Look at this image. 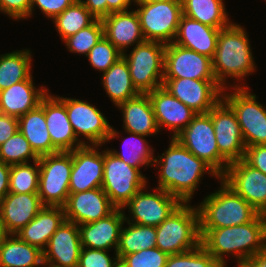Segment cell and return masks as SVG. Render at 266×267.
Listing matches in <instances>:
<instances>
[{"label":"cell","instance_id":"cell-1","mask_svg":"<svg viewBox=\"0 0 266 267\" xmlns=\"http://www.w3.org/2000/svg\"><path fill=\"white\" fill-rule=\"evenodd\" d=\"M201 244L226 267L224 256L236 257L242 267L257 253L266 249V215L258 214L251 222L217 229H200Z\"/></svg>","mask_w":266,"mask_h":267},{"label":"cell","instance_id":"cell-2","mask_svg":"<svg viewBox=\"0 0 266 267\" xmlns=\"http://www.w3.org/2000/svg\"><path fill=\"white\" fill-rule=\"evenodd\" d=\"M154 159V164L160 166L158 187L177 197L182 203H188L203 174L221 177L204 160L196 157L175 138H171L168 150Z\"/></svg>","mask_w":266,"mask_h":267},{"label":"cell","instance_id":"cell-3","mask_svg":"<svg viewBox=\"0 0 266 267\" xmlns=\"http://www.w3.org/2000/svg\"><path fill=\"white\" fill-rule=\"evenodd\" d=\"M247 33L241 25L230 23L220 29L212 69L218 84L225 90L227 76L244 79L255 71V61Z\"/></svg>","mask_w":266,"mask_h":267},{"label":"cell","instance_id":"cell-4","mask_svg":"<svg viewBox=\"0 0 266 267\" xmlns=\"http://www.w3.org/2000/svg\"><path fill=\"white\" fill-rule=\"evenodd\" d=\"M221 187L197 207L200 229H217L251 222L259 212L221 178Z\"/></svg>","mask_w":266,"mask_h":267},{"label":"cell","instance_id":"cell-5","mask_svg":"<svg viewBox=\"0 0 266 267\" xmlns=\"http://www.w3.org/2000/svg\"><path fill=\"white\" fill-rule=\"evenodd\" d=\"M181 203L156 226V247L168 255L184 253L201 245L197 207Z\"/></svg>","mask_w":266,"mask_h":267},{"label":"cell","instance_id":"cell-6","mask_svg":"<svg viewBox=\"0 0 266 267\" xmlns=\"http://www.w3.org/2000/svg\"><path fill=\"white\" fill-rule=\"evenodd\" d=\"M165 47L166 44L161 42L144 41L135 45L129 56L123 53L133 85L140 93L163 86Z\"/></svg>","mask_w":266,"mask_h":267},{"label":"cell","instance_id":"cell-7","mask_svg":"<svg viewBox=\"0 0 266 267\" xmlns=\"http://www.w3.org/2000/svg\"><path fill=\"white\" fill-rule=\"evenodd\" d=\"M38 195L44 206L64 207L69 192L72 171V151L39 157Z\"/></svg>","mask_w":266,"mask_h":267},{"label":"cell","instance_id":"cell-8","mask_svg":"<svg viewBox=\"0 0 266 267\" xmlns=\"http://www.w3.org/2000/svg\"><path fill=\"white\" fill-rule=\"evenodd\" d=\"M147 185L140 169L131 167L108 150L104 151L103 181L101 188L118 209L124 206Z\"/></svg>","mask_w":266,"mask_h":267},{"label":"cell","instance_id":"cell-9","mask_svg":"<svg viewBox=\"0 0 266 267\" xmlns=\"http://www.w3.org/2000/svg\"><path fill=\"white\" fill-rule=\"evenodd\" d=\"M141 30L146 41L172 43L183 15L182 1L136 3Z\"/></svg>","mask_w":266,"mask_h":267},{"label":"cell","instance_id":"cell-10","mask_svg":"<svg viewBox=\"0 0 266 267\" xmlns=\"http://www.w3.org/2000/svg\"><path fill=\"white\" fill-rule=\"evenodd\" d=\"M248 86H233V93L222 99L235 112L246 147L266 144V109L256 101Z\"/></svg>","mask_w":266,"mask_h":267},{"label":"cell","instance_id":"cell-11","mask_svg":"<svg viewBox=\"0 0 266 267\" xmlns=\"http://www.w3.org/2000/svg\"><path fill=\"white\" fill-rule=\"evenodd\" d=\"M175 139L196 157L204 160L221 177L230 164L218 150L212 118L197 114Z\"/></svg>","mask_w":266,"mask_h":267},{"label":"cell","instance_id":"cell-12","mask_svg":"<svg viewBox=\"0 0 266 267\" xmlns=\"http://www.w3.org/2000/svg\"><path fill=\"white\" fill-rule=\"evenodd\" d=\"M64 104L77 139L84 136L92 145H104L118 134L107 118L94 105L74 98L58 97Z\"/></svg>","mask_w":266,"mask_h":267},{"label":"cell","instance_id":"cell-13","mask_svg":"<svg viewBox=\"0 0 266 267\" xmlns=\"http://www.w3.org/2000/svg\"><path fill=\"white\" fill-rule=\"evenodd\" d=\"M163 87L197 114L208 113L225 93L217 80L163 79Z\"/></svg>","mask_w":266,"mask_h":267},{"label":"cell","instance_id":"cell-14","mask_svg":"<svg viewBox=\"0 0 266 267\" xmlns=\"http://www.w3.org/2000/svg\"><path fill=\"white\" fill-rule=\"evenodd\" d=\"M221 179L255 210L266 215V174L241 159L231 162Z\"/></svg>","mask_w":266,"mask_h":267},{"label":"cell","instance_id":"cell-15","mask_svg":"<svg viewBox=\"0 0 266 267\" xmlns=\"http://www.w3.org/2000/svg\"><path fill=\"white\" fill-rule=\"evenodd\" d=\"M208 114L212 118L219 153L229 163L243 159L246 146L232 108L221 99Z\"/></svg>","mask_w":266,"mask_h":267},{"label":"cell","instance_id":"cell-16","mask_svg":"<svg viewBox=\"0 0 266 267\" xmlns=\"http://www.w3.org/2000/svg\"><path fill=\"white\" fill-rule=\"evenodd\" d=\"M216 80L212 59L172 43L166 44L163 79Z\"/></svg>","mask_w":266,"mask_h":267},{"label":"cell","instance_id":"cell-17","mask_svg":"<svg viewBox=\"0 0 266 267\" xmlns=\"http://www.w3.org/2000/svg\"><path fill=\"white\" fill-rule=\"evenodd\" d=\"M140 189L124 206L134 219L131 223L156 227L160 225L182 202L165 190L155 188V192ZM144 191V192H143Z\"/></svg>","mask_w":266,"mask_h":267},{"label":"cell","instance_id":"cell-18","mask_svg":"<svg viewBox=\"0 0 266 267\" xmlns=\"http://www.w3.org/2000/svg\"><path fill=\"white\" fill-rule=\"evenodd\" d=\"M99 145H83L72 151V171L69 192L78 193L102 186L104 151Z\"/></svg>","mask_w":266,"mask_h":267},{"label":"cell","instance_id":"cell-19","mask_svg":"<svg viewBox=\"0 0 266 267\" xmlns=\"http://www.w3.org/2000/svg\"><path fill=\"white\" fill-rule=\"evenodd\" d=\"M39 105L44 109L52 146L58 152H71L83 145H89L75 136L65 104L58 97L47 93Z\"/></svg>","mask_w":266,"mask_h":267},{"label":"cell","instance_id":"cell-20","mask_svg":"<svg viewBox=\"0 0 266 267\" xmlns=\"http://www.w3.org/2000/svg\"><path fill=\"white\" fill-rule=\"evenodd\" d=\"M63 208L65 219L77 225L97 221L116 209L101 187L70 193Z\"/></svg>","mask_w":266,"mask_h":267},{"label":"cell","instance_id":"cell-21","mask_svg":"<svg viewBox=\"0 0 266 267\" xmlns=\"http://www.w3.org/2000/svg\"><path fill=\"white\" fill-rule=\"evenodd\" d=\"M155 120L160 130L161 127L173 130L172 138H175L185 129L197 115L192 109L170 94L163 86L148 92Z\"/></svg>","mask_w":266,"mask_h":267},{"label":"cell","instance_id":"cell-22","mask_svg":"<svg viewBox=\"0 0 266 267\" xmlns=\"http://www.w3.org/2000/svg\"><path fill=\"white\" fill-rule=\"evenodd\" d=\"M47 248L43 250V262L77 267L82 248L78 225L65 220L50 238Z\"/></svg>","mask_w":266,"mask_h":267},{"label":"cell","instance_id":"cell-23","mask_svg":"<svg viewBox=\"0 0 266 267\" xmlns=\"http://www.w3.org/2000/svg\"><path fill=\"white\" fill-rule=\"evenodd\" d=\"M44 207L38 193L9 192L0 201V221L8 234H16Z\"/></svg>","mask_w":266,"mask_h":267},{"label":"cell","instance_id":"cell-24","mask_svg":"<svg viewBox=\"0 0 266 267\" xmlns=\"http://www.w3.org/2000/svg\"><path fill=\"white\" fill-rule=\"evenodd\" d=\"M123 209L116 208L108 216L97 221L78 225L81 246L91 249L107 250L111 247L115 253L119 244L120 231L124 225L126 214Z\"/></svg>","mask_w":266,"mask_h":267},{"label":"cell","instance_id":"cell-25","mask_svg":"<svg viewBox=\"0 0 266 267\" xmlns=\"http://www.w3.org/2000/svg\"><path fill=\"white\" fill-rule=\"evenodd\" d=\"M101 21L104 36L122 54L131 45H138L146 41L136 11L114 12L102 18Z\"/></svg>","mask_w":266,"mask_h":267},{"label":"cell","instance_id":"cell-26","mask_svg":"<svg viewBox=\"0 0 266 267\" xmlns=\"http://www.w3.org/2000/svg\"><path fill=\"white\" fill-rule=\"evenodd\" d=\"M219 31L218 28L202 24L182 15L173 43L213 59Z\"/></svg>","mask_w":266,"mask_h":267},{"label":"cell","instance_id":"cell-27","mask_svg":"<svg viewBox=\"0 0 266 267\" xmlns=\"http://www.w3.org/2000/svg\"><path fill=\"white\" fill-rule=\"evenodd\" d=\"M48 91L43 86L37 89L31 75L0 91V113L19 118L35 109Z\"/></svg>","mask_w":266,"mask_h":267},{"label":"cell","instance_id":"cell-28","mask_svg":"<svg viewBox=\"0 0 266 267\" xmlns=\"http://www.w3.org/2000/svg\"><path fill=\"white\" fill-rule=\"evenodd\" d=\"M65 220L63 207L44 206L16 235L21 240L43 251L52 235Z\"/></svg>","mask_w":266,"mask_h":267},{"label":"cell","instance_id":"cell-29","mask_svg":"<svg viewBox=\"0 0 266 267\" xmlns=\"http://www.w3.org/2000/svg\"><path fill=\"white\" fill-rule=\"evenodd\" d=\"M117 107L123 113L125 132H133L146 137L159 132L148 93H140Z\"/></svg>","mask_w":266,"mask_h":267},{"label":"cell","instance_id":"cell-30","mask_svg":"<svg viewBox=\"0 0 266 267\" xmlns=\"http://www.w3.org/2000/svg\"><path fill=\"white\" fill-rule=\"evenodd\" d=\"M18 129L38 157L58 152L52 146L44 109L40 105L18 118Z\"/></svg>","mask_w":266,"mask_h":267},{"label":"cell","instance_id":"cell-31","mask_svg":"<svg viewBox=\"0 0 266 267\" xmlns=\"http://www.w3.org/2000/svg\"><path fill=\"white\" fill-rule=\"evenodd\" d=\"M43 251L9 234L0 247V267H40Z\"/></svg>","mask_w":266,"mask_h":267},{"label":"cell","instance_id":"cell-32","mask_svg":"<svg viewBox=\"0 0 266 267\" xmlns=\"http://www.w3.org/2000/svg\"><path fill=\"white\" fill-rule=\"evenodd\" d=\"M102 85L115 106L136 97L140 92L133 85L129 67L121 57L107 71L103 72Z\"/></svg>","mask_w":266,"mask_h":267},{"label":"cell","instance_id":"cell-33","mask_svg":"<svg viewBox=\"0 0 266 267\" xmlns=\"http://www.w3.org/2000/svg\"><path fill=\"white\" fill-rule=\"evenodd\" d=\"M183 15L222 29L230 24L223 0H181Z\"/></svg>","mask_w":266,"mask_h":267},{"label":"cell","instance_id":"cell-34","mask_svg":"<svg viewBox=\"0 0 266 267\" xmlns=\"http://www.w3.org/2000/svg\"><path fill=\"white\" fill-rule=\"evenodd\" d=\"M125 217L128 228H121L119 244L116 255L119 260L127 254L139 252L140 250L156 247V227L131 223L133 219Z\"/></svg>","mask_w":266,"mask_h":267},{"label":"cell","instance_id":"cell-35","mask_svg":"<svg viewBox=\"0 0 266 267\" xmlns=\"http://www.w3.org/2000/svg\"><path fill=\"white\" fill-rule=\"evenodd\" d=\"M30 50H18L0 55V91L31 76Z\"/></svg>","mask_w":266,"mask_h":267},{"label":"cell","instance_id":"cell-36","mask_svg":"<svg viewBox=\"0 0 266 267\" xmlns=\"http://www.w3.org/2000/svg\"><path fill=\"white\" fill-rule=\"evenodd\" d=\"M95 18L80 0H76L53 21L62 41L76 34L79 30L91 25Z\"/></svg>","mask_w":266,"mask_h":267},{"label":"cell","instance_id":"cell-37","mask_svg":"<svg viewBox=\"0 0 266 267\" xmlns=\"http://www.w3.org/2000/svg\"><path fill=\"white\" fill-rule=\"evenodd\" d=\"M130 134V137H126L123 142V151L120 153L115 149L109 151L119 157L123 162L127 163L131 167L140 168V166H154V156H153V148H149L150 146L147 143V140L144 139L143 135H139L133 132H127Z\"/></svg>","mask_w":266,"mask_h":267},{"label":"cell","instance_id":"cell-38","mask_svg":"<svg viewBox=\"0 0 266 267\" xmlns=\"http://www.w3.org/2000/svg\"><path fill=\"white\" fill-rule=\"evenodd\" d=\"M40 167L38 160L29 163L10 165L9 192L38 193Z\"/></svg>","mask_w":266,"mask_h":267},{"label":"cell","instance_id":"cell-39","mask_svg":"<svg viewBox=\"0 0 266 267\" xmlns=\"http://www.w3.org/2000/svg\"><path fill=\"white\" fill-rule=\"evenodd\" d=\"M39 160L28 140L19 131L15 132L0 146V161L8 165L28 163L29 159Z\"/></svg>","mask_w":266,"mask_h":267},{"label":"cell","instance_id":"cell-40","mask_svg":"<svg viewBox=\"0 0 266 267\" xmlns=\"http://www.w3.org/2000/svg\"><path fill=\"white\" fill-rule=\"evenodd\" d=\"M104 36V28L101 19H96L91 25L69 36L65 42L70 52L88 55L89 51Z\"/></svg>","mask_w":266,"mask_h":267},{"label":"cell","instance_id":"cell-41","mask_svg":"<svg viewBox=\"0 0 266 267\" xmlns=\"http://www.w3.org/2000/svg\"><path fill=\"white\" fill-rule=\"evenodd\" d=\"M165 267H222L203 245L193 250L169 255Z\"/></svg>","mask_w":266,"mask_h":267},{"label":"cell","instance_id":"cell-42","mask_svg":"<svg viewBox=\"0 0 266 267\" xmlns=\"http://www.w3.org/2000/svg\"><path fill=\"white\" fill-rule=\"evenodd\" d=\"M87 57L93 68L105 72L123 57V54L103 36L89 51Z\"/></svg>","mask_w":266,"mask_h":267},{"label":"cell","instance_id":"cell-43","mask_svg":"<svg viewBox=\"0 0 266 267\" xmlns=\"http://www.w3.org/2000/svg\"><path fill=\"white\" fill-rule=\"evenodd\" d=\"M168 256L167 253L154 247L124 255L119 260V265L120 267H165Z\"/></svg>","mask_w":266,"mask_h":267},{"label":"cell","instance_id":"cell-44","mask_svg":"<svg viewBox=\"0 0 266 267\" xmlns=\"http://www.w3.org/2000/svg\"><path fill=\"white\" fill-rule=\"evenodd\" d=\"M107 250L82 247L77 267H120L119 257L112 259Z\"/></svg>","mask_w":266,"mask_h":267},{"label":"cell","instance_id":"cell-45","mask_svg":"<svg viewBox=\"0 0 266 267\" xmlns=\"http://www.w3.org/2000/svg\"><path fill=\"white\" fill-rule=\"evenodd\" d=\"M32 0H0V11L15 20L30 17Z\"/></svg>","mask_w":266,"mask_h":267},{"label":"cell","instance_id":"cell-46","mask_svg":"<svg viewBox=\"0 0 266 267\" xmlns=\"http://www.w3.org/2000/svg\"><path fill=\"white\" fill-rule=\"evenodd\" d=\"M75 1L76 0H32L30 16L32 15L34 6H38L47 18H52L53 20Z\"/></svg>","mask_w":266,"mask_h":267},{"label":"cell","instance_id":"cell-47","mask_svg":"<svg viewBox=\"0 0 266 267\" xmlns=\"http://www.w3.org/2000/svg\"><path fill=\"white\" fill-rule=\"evenodd\" d=\"M243 159L250 166L266 174V144L246 147Z\"/></svg>","mask_w":266,"mask_h":267},{"label":"cell","instance_id":"cell-48","mask_svg":"<svg viewBox=\"0 0 266 267\" xmlns=\"http://www.w3.org/2000/svg\"><path fill=\"white\" fill-rule=\"evenodd\" d=\"M18 130V118L0 113V146Z\"/></svg>","mask_w":266,"mask_h":267},{"label":"cell","instance_id":"cell-49","mask_svg":"<svg viewBox=\"0 0 266 267\" xmlns=\"http://www.w3.org/2000/svg\"><path fill=\"white\" fill-rule=\"evenodd\" d=\"M89 12L97 19H102L107 16V1L106 0H80Z\"/></svg>","mask_w":266,"mask_h":267},{"label":"cell","instance_id":"cell-50","mask_svg":"<svg viewBox=\"0 0 266 267\" xmlns=\"http://www.w3.org/2000/svg\"><path fill=\"white\" fill-rule=\"evenodd\" d=\"M10 165L0 161V201L9 193Z\"/></svg>","mask_w":266,"mask_h":267},{"label":"cell","instance_id":"cell-51","mask_svg":"<svg viewBox=\"0 0 266 267\" xmlns=\"http://www.w3.org/2000/svg\"><path fill=\"white\" fill-rule=\"evenodd\" d=\"M107 1V16L114 12L128 11V7L133 0H106Z\"/></svg>","mask_w":266,"mask_h":267},{"label":"cell","instance_id":"cell-52","mask_svg":"<svg viewBox=\"0 0 266 267\" xmlns=\"http://www.w3.org/2000/svg\"><path fill=\"white\" fill-rule=\"evenodd\" d=\"M242 267H266V249L254 255Z\"/></svg>","mask_w":266,"mask_h":267},{"label":"cell","instance_id":"cell-53","mask_svg":"<svg viewBox=\"0 0 266 267\" xmlns=\"http://www.w3.org/2000/svg\"><path fill=\"white\" fill-rule=\"evenodd\" d=\"M9 234L7 233V231L5 230L4 226L2 225L1 221H0V247L2 246L5 238L8 236Z\"/></svg>","mask_w":266,"mask_h":267},{"label":"cell","instance_id":"cell-54","mask_svg":"<svg viewBox=\"0 0 266 267\" xmlns=\"http://www.w3.org/2000/svg\"><path fill=\"white\" fill-rule=\"evenodd\" d=\"M134 3L154 2V1H181V0H133Z\"/></svg>","mask_w":266,"mask_h":267},{"label":"cell","instance_id":"cell-55","mask_svg":"<svg viewBox=\"0 0 266 267\" xmlns=\"http://www.w3.org/2000/svg\"><path fill=\"white\" fill-rule=\"evenodd\" d=\"M43 265H47L48 267H58V266H55V265H52V264H49V263H46V262H43L42 266ZM47 266H45V267H47Z\"/></svg>","mask_w":266,"mask_h":267}]
</instances>
